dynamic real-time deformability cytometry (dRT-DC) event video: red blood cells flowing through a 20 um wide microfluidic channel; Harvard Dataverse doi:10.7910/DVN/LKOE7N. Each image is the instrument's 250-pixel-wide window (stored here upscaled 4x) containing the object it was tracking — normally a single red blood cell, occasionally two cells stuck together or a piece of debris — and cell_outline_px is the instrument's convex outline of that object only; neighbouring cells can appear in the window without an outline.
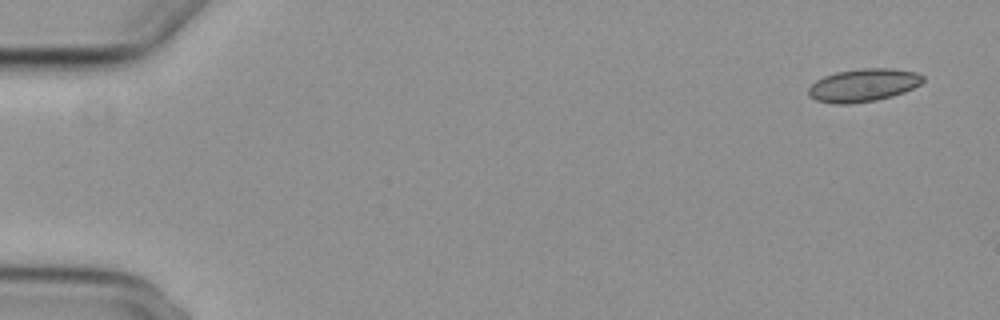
{"species": "common noctule bat (a hibernating species)", "species_latin": "Nyctalus noctula", "temperature_condition": "cold", "stored_images_in_passage": 13, "camera_frame_rate_fps": 3000, "um_per_image_px": 0.085, "animal": {"sex": "female", "body_mass_g": 29.2, "forearm_length_mm": 56.3}, "frame": {"image": 1, "passage_image": 2, "time_ms": 0.333, "image_size_px": [1000, 320], "cell_outline_px": [[924, 80], [920, 84], [904, 92], [892, 96], [876, 100], [852, 104], [832, 104], [816, 100], [808, 96], [808, 88], [816, 80], [824, 76], [836, 72], [860, 68], [892, 68], [916, 72], [924, 76]], "centroid_in_image_um": [73.36, 7.24], "position_along_channel_um": 11.6, "area_um2": 22.14}}